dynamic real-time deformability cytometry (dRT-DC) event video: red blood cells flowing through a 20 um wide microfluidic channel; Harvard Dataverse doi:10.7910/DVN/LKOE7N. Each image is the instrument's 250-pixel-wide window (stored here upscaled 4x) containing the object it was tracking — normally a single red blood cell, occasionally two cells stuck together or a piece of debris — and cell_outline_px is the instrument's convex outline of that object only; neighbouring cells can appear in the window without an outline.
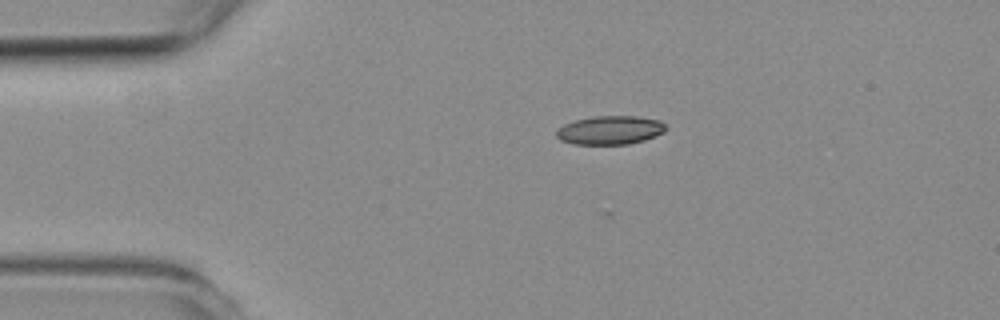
{"species": "common noctule bat (a hibernating species)", "species_latin": "Nyctalus noctula", "temperature_condition": "room temperature", "stored_images_in_passage": 7, "camera_frame_rate_fps": 3000, "um_per_image_px": 0.085, "animal": {"sex": "female", "body_mass_g": 19.3, "forearm_length_mm": 54.1}, "frame": {"image": 1, "passage_image": 5, "time_ms": 4.667, "image_size_px": [1000, 320], "cell_outline_px": [[668, 128], [664, 132], [644, 140], [628, 144], [572, 144], [560, 140], [556, 136], [556, 128], [564, 124], [576, 120], [592, 116], [636, 116], [660, 120]], "centroid_in_image_um": [51.84, 11.06], "position_along_channel_um": 33.2, "area_um2": 18.38}}
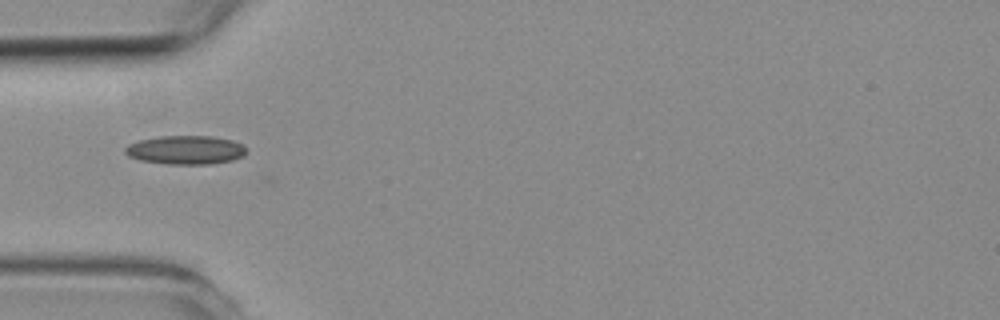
{"frame": {"image": 2, "passage_image": 7, "time_ms": 6.667, "image_size_px": [1000, 320], "cell_outline_px": [[248, 148], [244, 156], [232, 160], [212, 164], [168, 164], [140, 160], [128, 156], [124, 152], [124, 148], [128, 144], [140, 140], [160, 136], [212, 136], [232, 140]], "centroid_in_image_um": [15.78, 12.75], "position_along_channel_um": 69.2, "area_um2": 20.4}}